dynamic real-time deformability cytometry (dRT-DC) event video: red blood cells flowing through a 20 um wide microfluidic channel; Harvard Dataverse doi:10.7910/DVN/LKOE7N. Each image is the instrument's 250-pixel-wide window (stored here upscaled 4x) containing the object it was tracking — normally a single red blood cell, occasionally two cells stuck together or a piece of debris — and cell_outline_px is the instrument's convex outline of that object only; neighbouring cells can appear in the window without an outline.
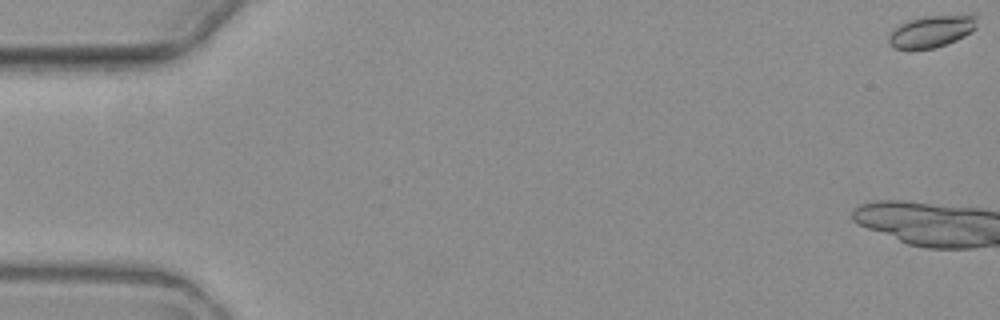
{"species": "common noctule bat (a hibernating species)", "species_latin": "Nyctalus noctula", "temperature_condition": "warm", "stored_images_in_passage": 5, "camera_frame_rate_fps": 3000, "um_per_image_px": 0.085, "animal": {"sex": "female", "body_mass_g": 19.3, "forearm_length_mm": 54.1}, "frame": {"image": 1, "passage_image": 5, "time_ms": 5.0, "image_size_px": [1000, 320], "cell_outline_px": [[976, 28], [964, 36], [956, 40], [936, 48], [892, 48], [888, 44], [888, 36], [900, 24], [908, 20], [928, 16], [976, 16]], "centroid_in_image_um": [79.14, 2.68], "position_along_channel_um": 5.9, "area_um2": 15.9}}